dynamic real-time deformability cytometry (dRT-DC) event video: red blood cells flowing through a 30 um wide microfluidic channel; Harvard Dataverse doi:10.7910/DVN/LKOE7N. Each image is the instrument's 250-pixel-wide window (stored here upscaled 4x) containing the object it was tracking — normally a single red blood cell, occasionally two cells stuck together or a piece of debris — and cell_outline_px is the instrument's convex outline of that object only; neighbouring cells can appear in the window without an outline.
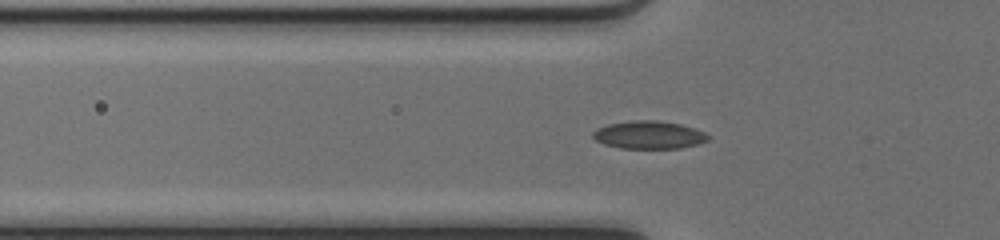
{"species": "common noctule bat (a hibernating species)", "species_latin": "Nyctalus noctula", "temperature_condition": "cold", "stored_images_in_passage": 39, "camera_frame_rate_fps": 3000, "um_per_image_px": 0.085, "animal": {"sex": "female", "body_mass_g": 17.0, "forearm_length_mm": 48.0}, "frame": {"image": 1, "passage_image": 7, "time_ms": 2.0, "image_size_px": [1000, 240], "cell_outline_px": [[708, 140], [696, 144], [680, 148], [620, 148], [604, 144], [596, 140], [592, 136], [592, 132], [596, 128], [608, 124], [636, 120], [656, 120], [680, 124], [704, 132], [708, 136]], "centroid_in_image_um": [55.11, 11.46], "position_along_channel_um": 70.7, "area_um2": 18.5}}
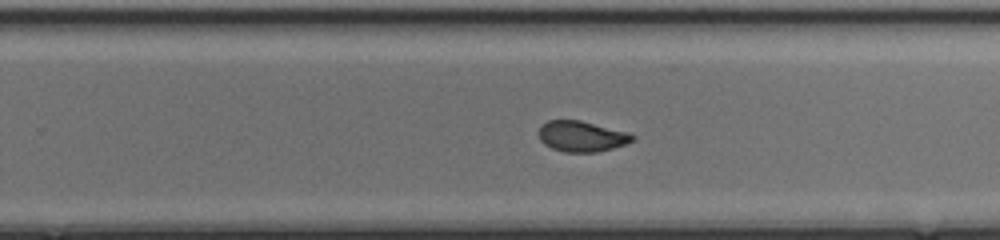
{"frame": {"image": 2, "passage_image": 22, "time_ms": 7.0, "image_size_px": [1000, 240], "cell_outline_px": [[636, 136], [632, 140], [624, 144], [600, 152], [564, 152], [552, 148], [544, 144], [540, 140], [540, 128], [548, 120], [580, 120], [628, 132]], "centroid_in_image_um": [49.45, 11.59], "position_along_channel_um": 280.4, "area_um2": 16.59}}
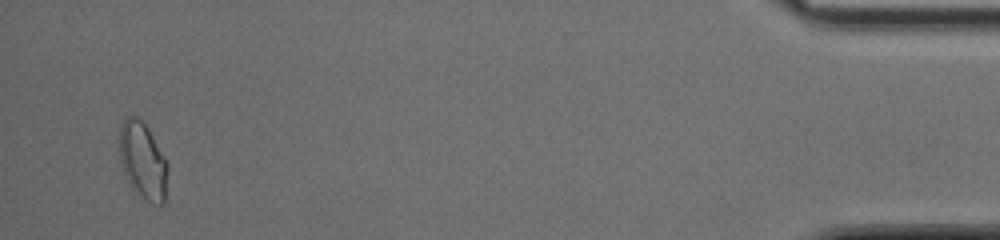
{"frame": {"image": 3, "passage_image": 38, "time_ms": 12.333, "image_size_px": [1000, 240], "cell_outline_px": [[168, 168], [164, 200], [160, 204], [152, 204], [132, 192], [124, 172], [120, 160], [120, 124], [128, 116], [136, 116], [148, 128], [168, 164]], "centroid_in_image_um": [12.13, 13.7], "position_along_channel_um": 423.1, "area_um2": 21.56}, "authors_computed_cell_mechanics": {"area_um2": 17.629, "velocity_mm_per_s": 4.1822, "shape_relaxation_time_tau1_ms": null, "shape_relaxation_time_tau2_ms": 1.2477, "deformation_change_tau1": null, "deformation_change_tau2": 0.0516}}